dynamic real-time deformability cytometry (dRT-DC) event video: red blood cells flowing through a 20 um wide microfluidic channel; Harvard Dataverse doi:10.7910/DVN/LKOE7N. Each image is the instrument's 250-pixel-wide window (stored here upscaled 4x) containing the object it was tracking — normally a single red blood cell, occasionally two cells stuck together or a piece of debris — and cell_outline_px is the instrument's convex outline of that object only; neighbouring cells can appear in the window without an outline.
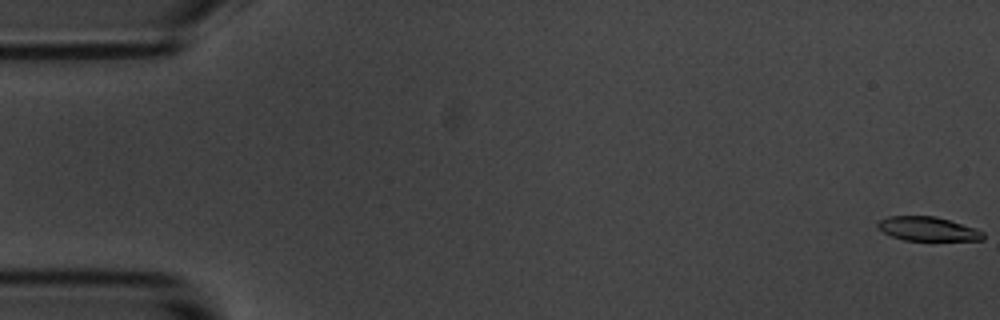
{"species": "common noctule bat (a hibernating species)", "species_latin": "Nyctalus noctula", "temperature_condition": "room temperature", "stored_images_in_passage": 9, "camera_frame_rate_fps": 3000, "um_per_image_px": 0.085, "animal": {"sex": "male", "body_mass_g": 20.1, "forearm_length_mm": 53.5}, "frame": {"image": 1, "passage_image": 1, "time_ms": 0.0, "image_size_px": [1000, 320], "cell_outline_px": [[984, 240], [904, 240], [892, 236], [884, 232], [876, 224], [880, 220], [888, 216], [936, 216], [976, 228], [984, 232]], "centroid_in_image_um": [78.89, 19.45], "position_along_channel_um": 6.1, "area_um2": 14.68}}
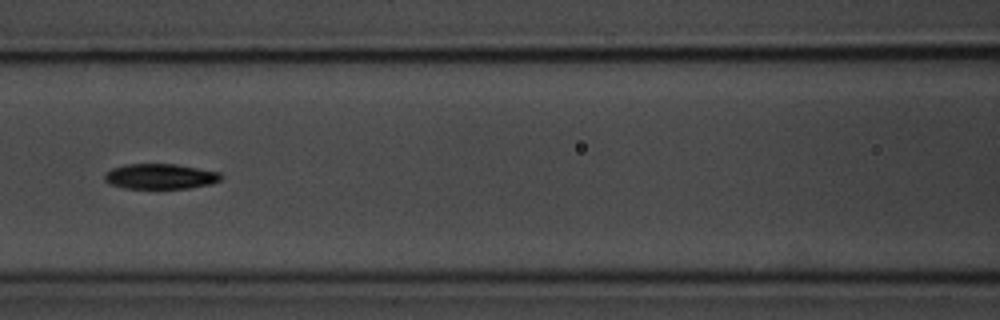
{"frame": {"image": 2, "passage_image": 8, "time_ms": 8.333, "image_size_px": [1000, 320], "cell_outline_px": [[224, 176], [220, 180], [212, 184], [188, 188], [124, 188], [112, 184], [104, 180], [104, 172], [112, 168], [124, 164], [176, 164], [220, 172]], "centroid_in_image_um": [13.63, 14.99], "position_along_channel_um": 153.0, "area_um2": 17.22}}
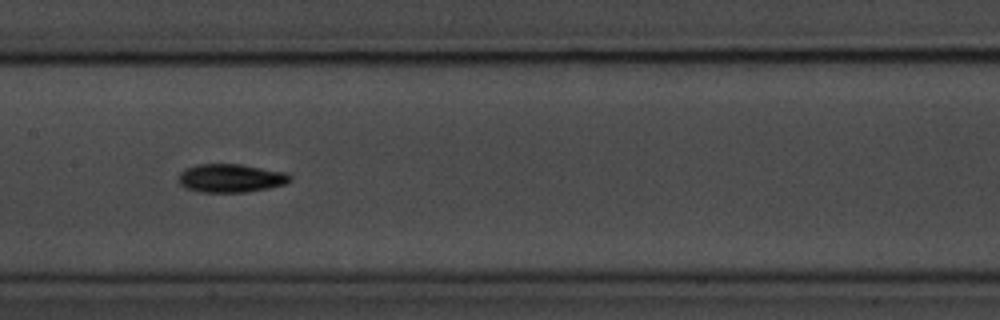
{"frame": {"image": 3, "passage_image": 9, "time_ms": 9.333, "image_size_px": [1000, 320], "cell_outline_px": [[292, 180], [284, 184], [268, 188], [244, 192], [200, 192], [184, 188], [176, 180], [180, 172], [184, 168], [196, 164], [240, 164], [288, 172], [292, 176]], "centroid_in_image_um": [19.59, 15.13], "position_along_channel_um": 187.8, "area_um2": 18.79}}